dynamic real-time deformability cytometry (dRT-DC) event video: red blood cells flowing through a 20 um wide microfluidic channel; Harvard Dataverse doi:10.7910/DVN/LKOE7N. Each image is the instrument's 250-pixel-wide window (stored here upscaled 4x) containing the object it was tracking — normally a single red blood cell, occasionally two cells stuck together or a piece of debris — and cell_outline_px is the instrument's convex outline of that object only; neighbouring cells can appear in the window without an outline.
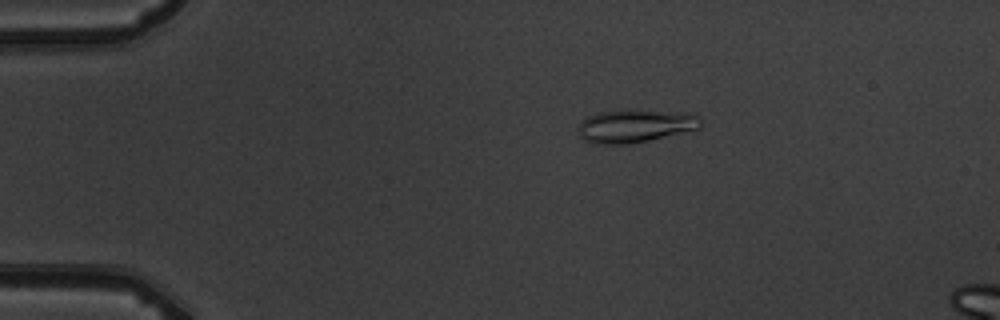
{"species": "common noctule bat (a hibernating species)", "species_latin": "Nyctalus noctula", "temperature_condition": "warm", "stored_images_in_passage": 5, "camera_frame_rate_fps": 3000, "um_per_image_px": 0.085, "animal": {"sex": "male", "body_mass_g": 19.5, "forearm_length_mm": 54.6}, "frame": {"image": 1, "passage_image": 3, "time_ms": 3.0, "image_size_px": [1000, 320], "cell_outline_px": [[704, 124], [700, 128], [648, 140], [628, 144], [596, 144], [584, 140], [580, 136], [580, 124], [588, 116], [600, 112], [696, 112], [700, 116]], "centroid_in_image_um": [54.08, 10.73], "position_along_channel_um": 30.9, "area_um2": 22.83}}